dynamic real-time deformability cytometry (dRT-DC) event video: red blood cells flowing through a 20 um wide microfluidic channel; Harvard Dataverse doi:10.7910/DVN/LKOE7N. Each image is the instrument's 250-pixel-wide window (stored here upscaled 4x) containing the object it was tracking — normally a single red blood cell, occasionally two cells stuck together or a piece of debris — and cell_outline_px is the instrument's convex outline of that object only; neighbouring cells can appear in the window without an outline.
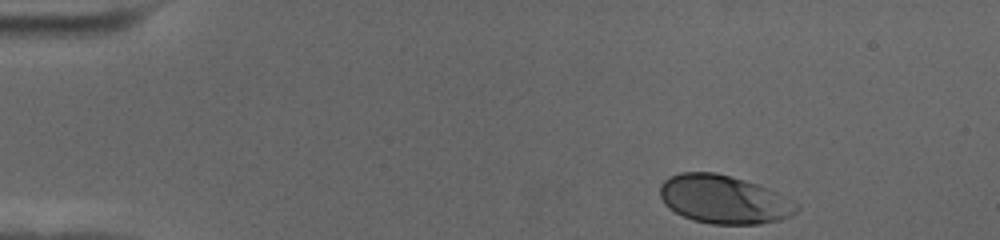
{"species": "human", "species_latin": "Homo sapiens", "temperature_condition": "cold", "stored_images_in_passage": 40, "camera_frame_rate_fps": 3000, "um_per_image_px": 0.085, "donor": {"sex": "female"}, "frame": {"image": 1, "passage_image": 1, "time_ms": 0.0, "image_size_px": [1000, 240], "cell_outline_px": [[800, 208], [792, 216], [780, 220], [760, 224], [712, 224], [692, 220], [668, 208], [664, 204], [660, 196], [660, 184], [668, 176], [680, 172], [716, 172], [732, 176], [768, 188], [800, 204]], "centroid_in_image_um": [61.53, 16.95], "position_along_channel_um": 23.5, "area_um2": 38.84}}
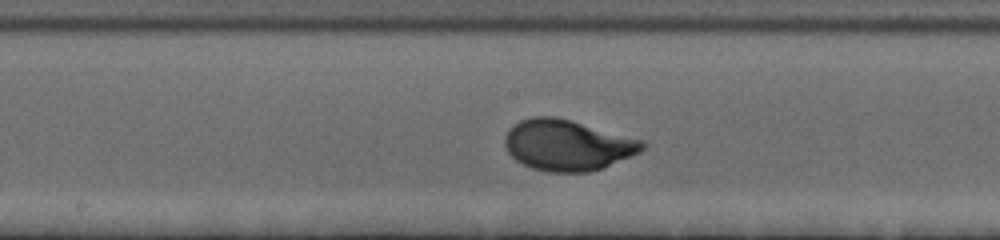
{"frame": {"image": 2, "passage_image": 23, "time_ms": 7.333, "image_size_px": [1000, 240], "cell_outline_px": [[648, 144], [640, 152], [604, 168], [588, 172], [544, 172], [532, 168], [516, 160], [508, 152], [504, 144], [504, 136], [508, 128], [512, 124], [520, 120], [532, 116], [556, 116], [572, 120], [644, 140]], "centroid_in_image_um": [48.23, 12.32], "position_along_channel_um": 200.0, "area_um2": 41.27}}
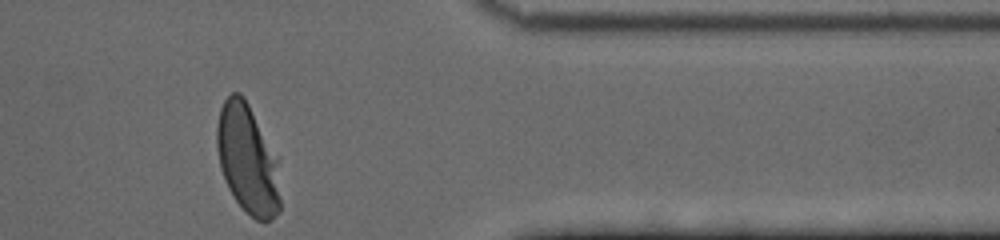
{"frame": {"image": 3, "passage_image": 40, "time_ms": 13.0, "image_size_px": [1000, 240], "cell_outline_px": [[280, 212], [272, 220], [256, 220], [236, 200], [228, 188], [224, 180], [220, 168], [216, 148], [216, 128], [220, 108], [224, 100], [232, 92], [240, 92], [244, 96], [276, 160], [280, 200]], "centroid_in_image_um": [20.99, 13.55], "position_along_channel_um": 390.4, "area_um2": 39.59}, "authors_computed_cell_mechanics": {"area_um2": 39.1595, "velocity_mm_per_s": 3.6317, "shape_relaxation_time_tau1_ms": 2.4076, "shape_relaxation_time_tau2_ms": null, "deformation_change_tau1": 0.1585, "deformation_change_tau2": null}}